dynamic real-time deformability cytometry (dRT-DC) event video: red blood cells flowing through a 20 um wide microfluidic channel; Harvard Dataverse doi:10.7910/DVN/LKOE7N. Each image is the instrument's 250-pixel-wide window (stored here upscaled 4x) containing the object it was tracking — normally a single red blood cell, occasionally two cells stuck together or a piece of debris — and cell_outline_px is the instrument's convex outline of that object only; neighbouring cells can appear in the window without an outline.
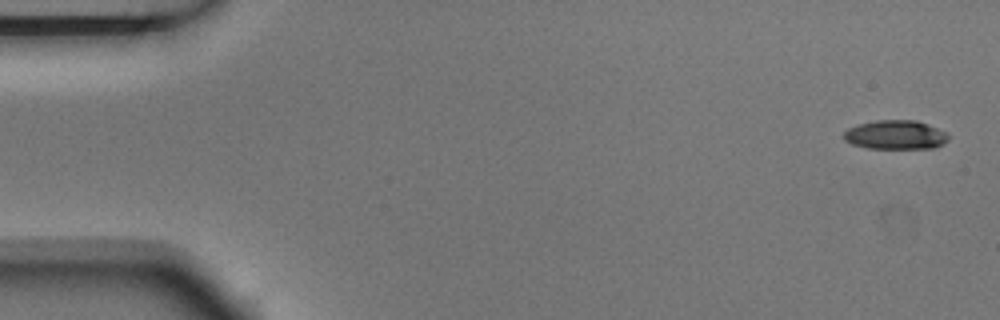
{"species": "Egyptian fruit bat (a non-hibernating species)", "species_latin": "Rousettus aegyptiacus", "temperature_condition": "room temperature", "stored_images_in_passage": 5, "camera_frame_rate_fps": 3000, "um_per_image_px": 0.085, "animal": {"sex": "male"}, "frame": {"image": 1, "passage_image": 1, "time_ms": 0.0, "image_size_px": [1000, 320], "cell_outline_px": [[948, 140], [944, 144], [936, 148], [868, 148], [852, 144], [844, 140], [844, 132], [848, 128], [856, 124], [876, 120], [916, 120], [928, 124], [948, 132]], "centroid_in_image_um": [76.14, 11.45], "position_along_channel_um": 8.9, "area_um2": 17.92}}
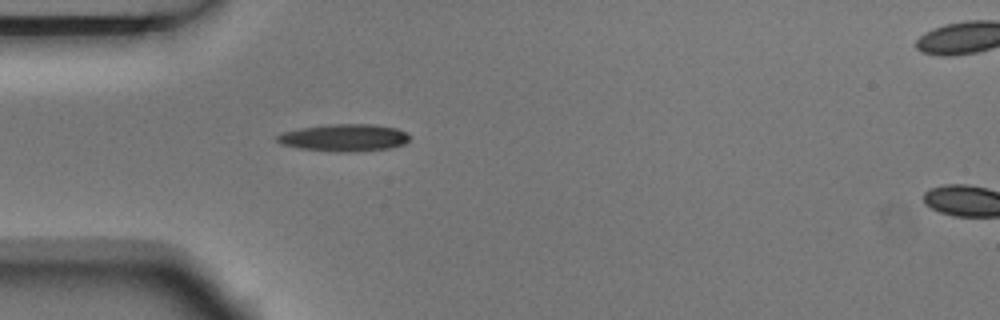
{"frame": {"image": 2, "passage_image": 4, "time_ms": 1.0, "image_size_px": [1000, 320], "cell_outline_px": [[412, 136], [404, 144], [388, 148], [356, 152], [336, 152], [300, 148], [280, 144], [276, 140], [276, 136], [284, 132], [300, 128], [328, 124], [376, 124], [396, 128]], "centroid_in_image_um": [29.26, 11.7], "position_along_channel_um": 55.7, "area_um2": 21.1}}